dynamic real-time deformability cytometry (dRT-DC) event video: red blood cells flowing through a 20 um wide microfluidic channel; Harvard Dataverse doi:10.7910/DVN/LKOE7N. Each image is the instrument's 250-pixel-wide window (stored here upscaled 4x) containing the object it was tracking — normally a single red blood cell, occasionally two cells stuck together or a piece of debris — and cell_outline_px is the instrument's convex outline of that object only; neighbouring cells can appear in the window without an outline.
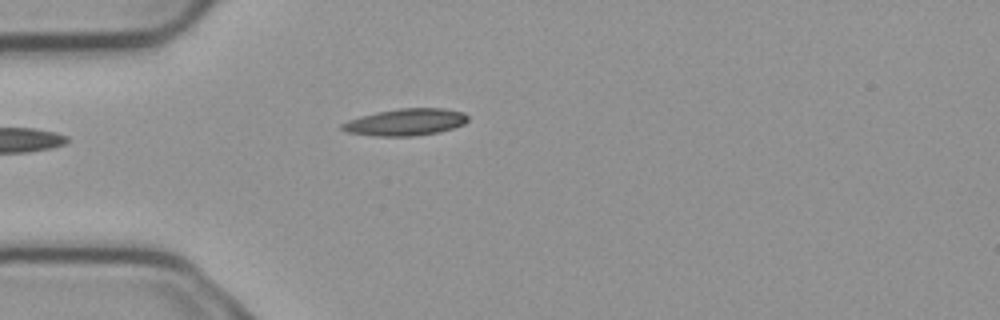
{"species": "common noctule bat (a hibernating species)", "species_latin": "Nyctalus noctula", "temperature_condition": "cold", "stored_images_in_passage": 5, "camera_frame_rate_fps": 3000, "um_per_image_px": 0.085, "animal": {"sex": "male", "body_mass_g": 23.1, "forearm_length_mm": 52.7}, "frame": {"image": 1, "passage_image": 5, "time_ms": 1.333, "image_size_px": [1000, 320], "cell_outline_px": [[468, 120], [464, 124], [440, 132], [412, 136], [376, 136], [348, 132], [340, 128], [340, 124], [348, 120], [360, 116], [376, 112], [400, 108], [444, 108], [464, 112], [468, 116]], "centroid_in_image_um": [34.48, 10.37], "position_along_channel_um": 50.5, "area_um2": 19.77}}